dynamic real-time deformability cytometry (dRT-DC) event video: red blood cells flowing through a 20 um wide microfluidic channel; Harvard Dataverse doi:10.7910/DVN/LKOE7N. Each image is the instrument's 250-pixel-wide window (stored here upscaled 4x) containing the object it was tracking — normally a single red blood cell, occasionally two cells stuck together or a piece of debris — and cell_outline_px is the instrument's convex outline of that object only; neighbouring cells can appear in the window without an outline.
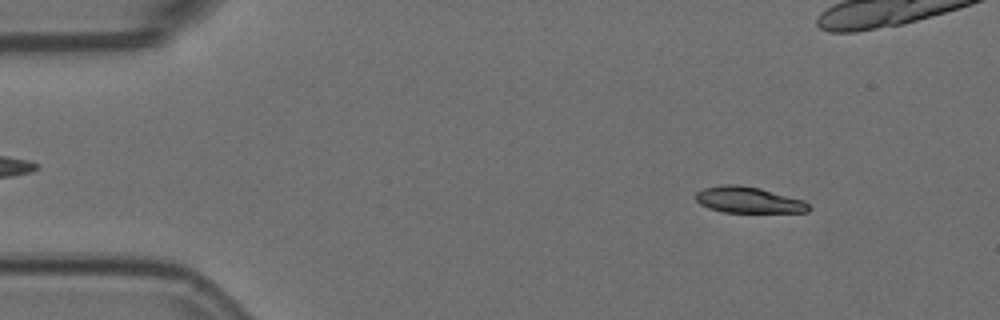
{"species": "Egyptian fruit bat (a non-hibernating species)", "species_latin": "Rousettus aegyptiacus", "temperature_condition": "room temperature", "stored_images_in_passage": 8, "camera_frame_rate_fps": 3000, "um_per_image_px": 0.085, "animal": {"sex": "female"}, "frame": {"image": 1, "passage_image": 1, "time_ms": 0.0, "image_size_px": [1000, 320], "cell_outline_px": [[812, 208], [808, 212], [724, 212], [708, 208], [700, 204], [696, 200], [696, 192], [704, 188], [724, 184], [736, 184], [760, 188], [804, 200]], "centroid_in_image_um": [63.63, 16.99], "position_along_channel_um": 21.4, "area_um2": 17.22}}